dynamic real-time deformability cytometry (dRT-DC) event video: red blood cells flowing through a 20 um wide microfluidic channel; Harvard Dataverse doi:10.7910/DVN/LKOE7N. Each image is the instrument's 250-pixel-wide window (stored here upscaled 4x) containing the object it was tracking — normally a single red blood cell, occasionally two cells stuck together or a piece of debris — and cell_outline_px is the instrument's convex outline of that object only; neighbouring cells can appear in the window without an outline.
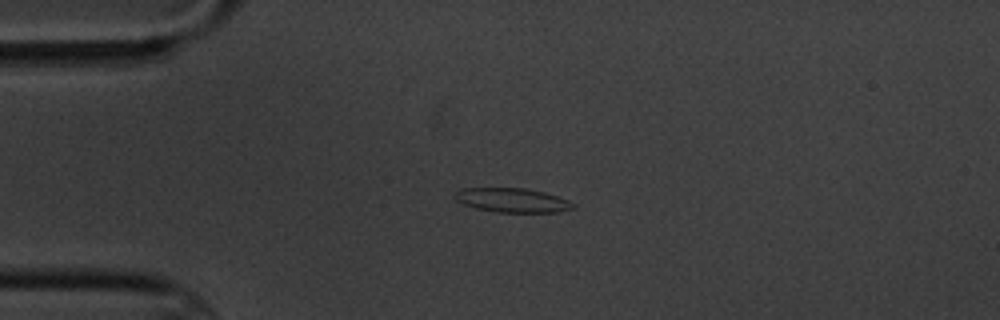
{"species": "common noctule bat (a hibernating species)", "species_latin": "Nyctalus noctula", "temperature_condition": "cold", "stored_images_in_passage": 4, "camera_frame_rate_fps": 3000, "um_per_image_px": 0.085, "animal": {"sex": "male", "body_mass_g": 20.1, "forearm_length_mm": 53.5}, "frame": {"image": 1, "passage_image": 3, "time_ms": 2.333, "image_size_px": [1000, 320], "cell_outline_px": [[576, 208], [556, 212], [496, 212], [476, 208], [464, 204], [456, 200], [452, 196], [460, 188], [524, 188], [544, 192], [568, 200], [576, 204]], "centroid_in_image_um": [43.54, 17.02], "position_along_channel_um": 41.5, "area_um2": 16.7}}